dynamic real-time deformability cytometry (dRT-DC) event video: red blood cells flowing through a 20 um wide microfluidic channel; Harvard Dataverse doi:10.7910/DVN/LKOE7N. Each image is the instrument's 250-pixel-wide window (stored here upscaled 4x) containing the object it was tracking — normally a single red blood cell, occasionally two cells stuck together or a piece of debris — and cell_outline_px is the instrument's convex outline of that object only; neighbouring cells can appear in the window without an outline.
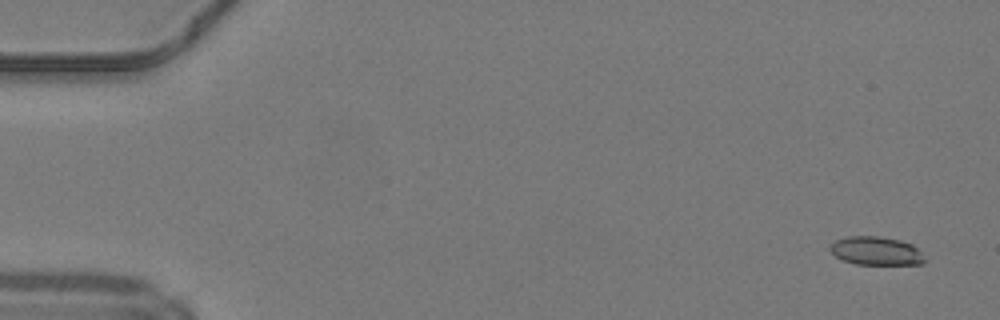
{"species": "common noctule bat (a hibernating species)", "species_latin": "Nyctalus noctula", "temperature_condition": "warm", "stored_images_in_passage": 50, "camera_frame_rate_fps": 3000, "um_per_image_px": 0.085, "animal": {"sex": "male", "body_mass_g": 19.2, "forearm_length_mm": 51.8}, "frame": {"image": 1, "passage_image": 3, "time_ms": 0.667, "image_size_px": [1000, 320], "cell_outline_px": [[924, 264], [856, 264], [840, 260], [828, 248], [836, 240], [848, 236], [880, 236], [900, 240], [912, 244], [920, 252], [924, 260]], "centroid_in_image_um": [74.44, 21.32], "position_along_channel_um": 10.6, "area_um2": 15.61}}
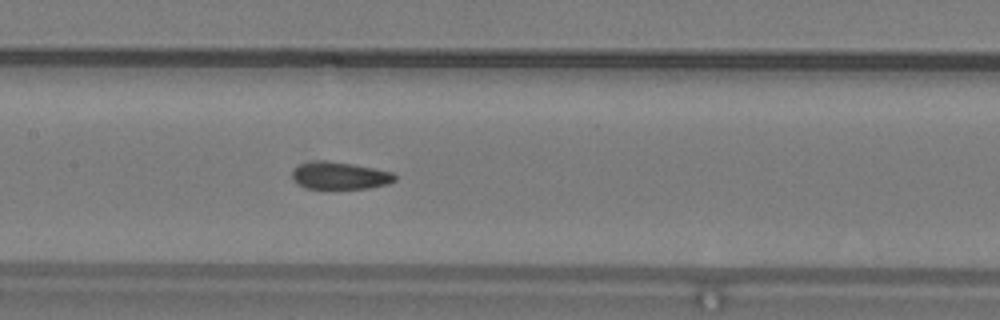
{"frame": {"image": 2, "passage_image": 25, "time_ms": 8.0, "image_size_px": [1000, 320], "cell_outline_px": [[396, 180], [388, 184], [368, 188], [332, 192], [308, 188], [300, 184], [292, 176], [292, 172], [300, 164], [320, 160], [324, 160], [352, 164], [396, 172]], "centroid_in_image_um": [28.94, 14.98], "position_along_channel_um": 178.5, "area_um2": 16.99}}
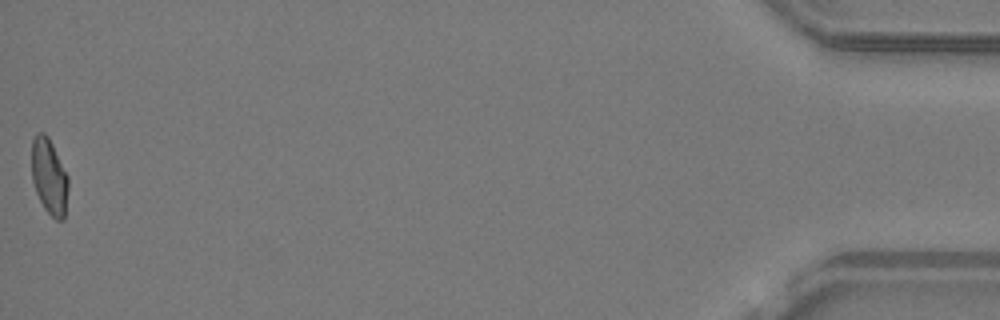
{"frame": {"image": 3, "passage_image": 50, "time_ms": 16.333, "image_size_px": [1000, 320], "cell_outline_px": [[68, 188], [64, 220], [56, 220], [44, 208], [36, 192], [32, 180], [32, 140], [36, 132], [44, 132], [48, 136], [68, 176]], "centroid_in_image_um": [4.18, 15.0], "position_along_channel_um": 431.0, "area_um2": 16.13}, "authors_computed_cell_mechanics": {"area_um2": 16.5308, "velocity_mm_per_s": 4.2284, "shape_relaxation_time_tau1_ms": null, "shape_relaxation_time_tau2_ms": 1.1697, "deformation_change_tau1": null, "deformation_change_tau2": 0.0693}}